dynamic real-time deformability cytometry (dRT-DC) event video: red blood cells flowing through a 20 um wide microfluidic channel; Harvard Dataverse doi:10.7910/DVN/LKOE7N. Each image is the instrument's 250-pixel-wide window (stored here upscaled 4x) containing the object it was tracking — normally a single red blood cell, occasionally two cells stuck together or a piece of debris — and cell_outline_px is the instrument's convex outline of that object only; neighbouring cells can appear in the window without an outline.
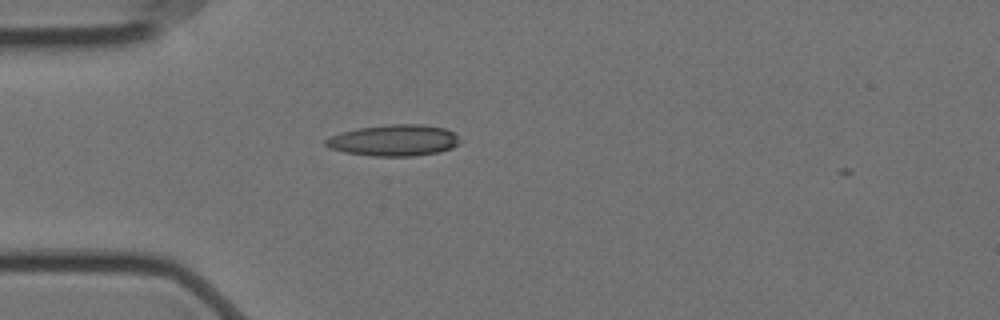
{"species": "Egyptian fruit bat (a non-hibernating species)", "species_latin": "Rousettus aegyptiacus", "temperature_condition": "cold", "stored_images_in_passage": 41, "camera_frame_rate_fps": 3000, "um_per_image_px": 0.085, "animal": {"sex": "female"}, "frame": {"image": 1, "passage_image": 1, "time_ms": 0.0, "image_size_px": [1000, 320], "cell_outline_px": [[464, 140], [460, 144], [452, 148], [440, 152], [412, 156], [372, 156], [344, 152], [328, 148], [324, 144], [324, 140], [328, 136], [340, 132], [360, 128], [388, 124], [420, 124], [444, 128], [452, 132]], "centroid_in_image_um": [33.49, 11.93], "position_along_channel_um": 51.5, "area_um2": 24.8}}
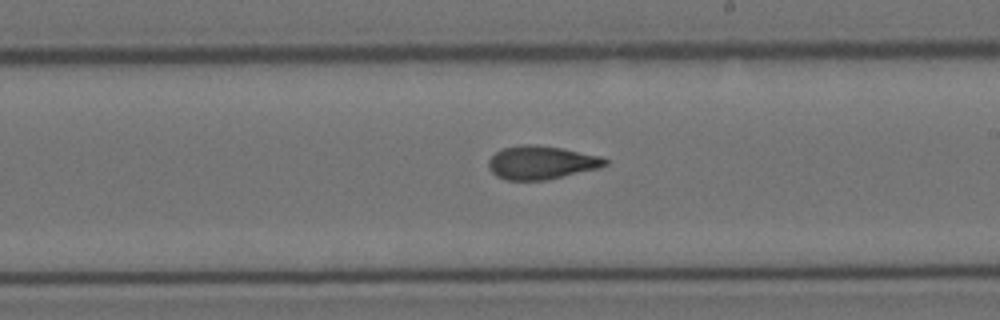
{"frame": {"image": 2, "passage_image": 18, "time_ms": 5.667, "image_size_px": [1000, 320], "cell_outline_px": [[608, 164], [600, 168], [544, 180], [504, 180], [496, 176], [488, 168], [488, 160], [496, 152], [504, 148], [520, 144], [536, 144], [564, 148], [600, 156], [608, 160]], "centroid_in_image_um": [46.0, 13.81], "position_along_channel_um": 243.0, "area_um2": 22.83}}
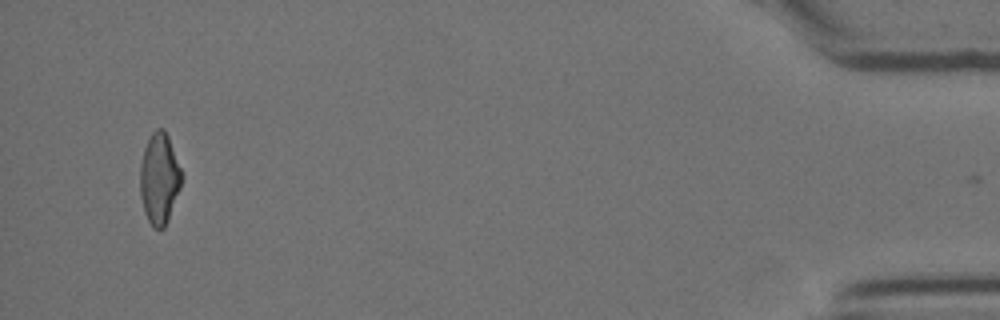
{"frame": {"image": 3, "passage_image": 40, "time_ms": 13.0, "image_size_px": [1000, 320], "cell_outline_px": [[184, 176], [180, 188], [168, 220], [164, 228], [152, 228], [144, 212], [140, 192], [140, 164], [144, 148], [152, 132], [156, 128], [164, 128], [168, 136], [184, 172]], "centroid_in_image_um": [13.57, 15.16], "position_along_channel_um": 421.6, "area_um2": 22.37}, "authors_computed_cell_mechanics": {"area_um2": 22.5998, "velocity_mm_per_s": 3.5333, "shape_relaxation_time_tau1_ms": null, "shape_relaxation_time_tau2_ms": 2.7179, "deformation_change_tau1": null, "deformation_change_tau2": 0.1081}}